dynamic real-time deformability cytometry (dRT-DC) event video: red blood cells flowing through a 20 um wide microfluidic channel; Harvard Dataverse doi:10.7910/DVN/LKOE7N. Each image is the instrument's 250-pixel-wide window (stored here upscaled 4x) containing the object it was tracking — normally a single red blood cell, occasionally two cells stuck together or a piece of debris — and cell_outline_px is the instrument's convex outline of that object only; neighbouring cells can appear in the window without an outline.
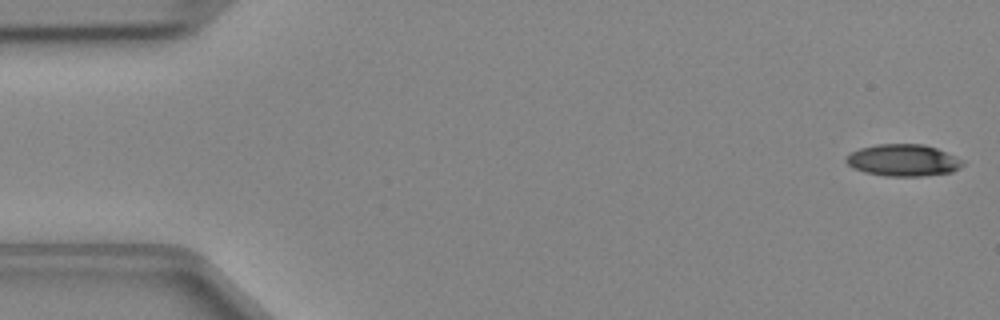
{"species": "Egyptian fruit bat (a non-hibernating species)", "species_latin": "Rousettus aegyptiacus", "temperature_condition": "cold", "stored_images_in_passage": 45, "camera_frame_rate_fps": 3000, "um_per_image_px": 0.085, "animal": {"sex": "female"}, "frame": {"image": 1, "passage_image": 1, "time_ms": 0.0, "image_size_px": [1000, 320], "cell_outline_px": [[964, 164], [960, 168], [952, 172], [924, 176], [884, 176], [864, 172], [848, 164], [844, 160], [852, 152], [860, 148], [876, 144], [924, 144], [936, 148], [960, 160]], "centroid_in_image_um": [76.75, 13.63], "position_along_channel_um": 8.2, "area_um2": 21.39}}
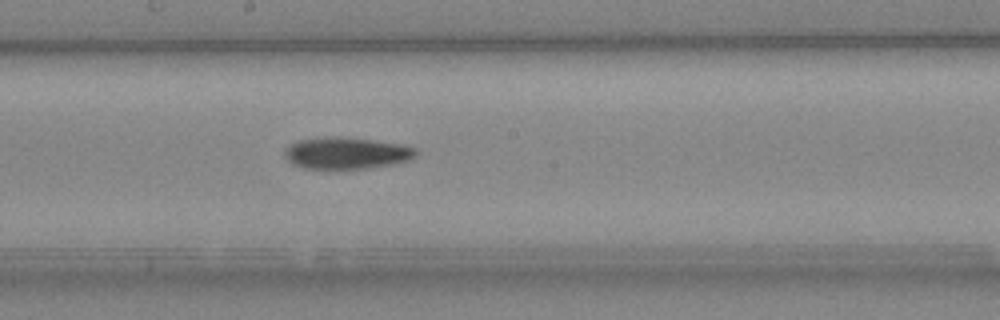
{"frame": {"image": 2, "passage_image": 25, "time_ms": 8.0, "image_size_px": [1000, 320], "cell_outline_px": [[416, 156], [408, 160], [396, 164], [372, 168], [300, 168], [292, 164], [284, 156], [284, 148], [300, 140], [328, 136], [340, 136], [404, 144], [416, 148]], "centroid_in_image_um": [29.46, 13.01], "position_along_channel_um": 218.7, "area_um2": 24.45}}
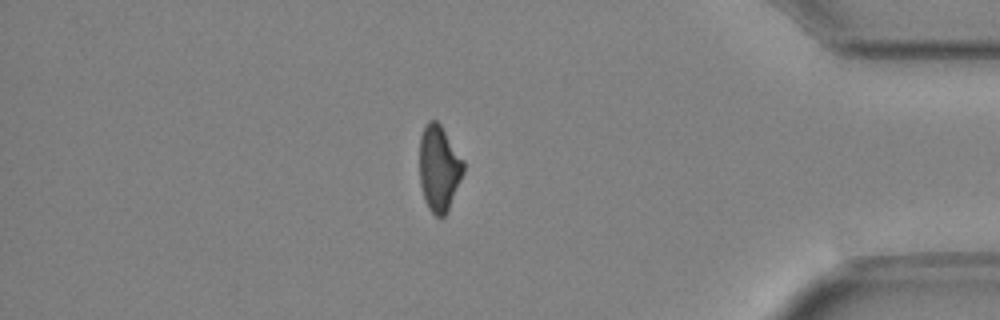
{"frame": {"image": 3, "passage_image": 40, "time_ms": 13.0, "image_size_px": [1000, 320], "cell_outline_px": [[464, 172], [448, 208], [444, 216], [436, 216], [428, 208], [424, 200], [420, 184], [420, 136], [424, 124], [428, 120], [436, 120], [440, 124], [464, 160]], "centroid_in_image_um": [37.3, 14.26], "position_along_channel_um": 397.9, "area_um2": 21.91}}